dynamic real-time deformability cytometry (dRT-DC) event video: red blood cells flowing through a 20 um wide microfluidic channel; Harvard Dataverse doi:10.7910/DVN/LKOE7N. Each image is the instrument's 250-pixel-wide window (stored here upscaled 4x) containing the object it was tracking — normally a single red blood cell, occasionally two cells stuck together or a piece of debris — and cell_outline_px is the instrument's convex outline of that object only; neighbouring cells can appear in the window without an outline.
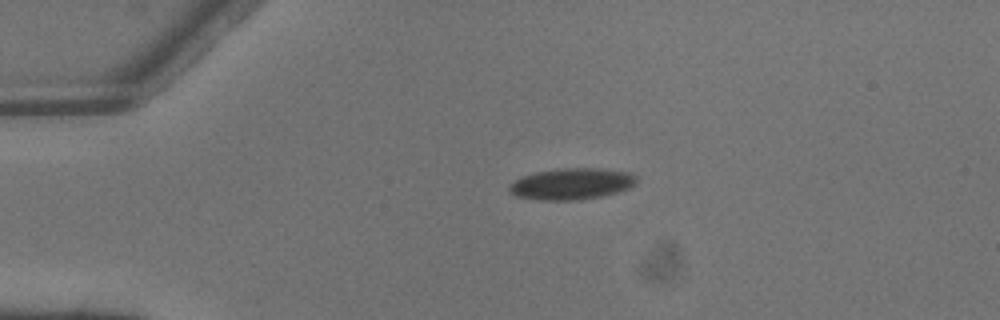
{"species": "common noctule bat (a hibernating species)", "species_latin": "Nyctalus noctula", "temperature_condition": "warm", "stored_images_in_passage": 4, "camera_frame_rate_fps": 3000, "um_per_image_px": 0.085, "animal": {"sex": "male", "body_mass_g": 13.3}, "frame": {"image": 1, "passage_image": 4, "time_ms": 1.0, "image_size_px": [1000, 320], "cell_outline_px": [[636, 184], [628, 188], [616, 192], [600, 196], [576, 200], [540, 200], [516, 196], [508, 192], [508, 184], [524, 176], [536, 172], [556, 168], [596, 168], [628, 172], [636, 176]], "centroid_in_image_um": [48.55, 15.62], "position_along_channel_um": 36.5, "area_um2": 23.18}}